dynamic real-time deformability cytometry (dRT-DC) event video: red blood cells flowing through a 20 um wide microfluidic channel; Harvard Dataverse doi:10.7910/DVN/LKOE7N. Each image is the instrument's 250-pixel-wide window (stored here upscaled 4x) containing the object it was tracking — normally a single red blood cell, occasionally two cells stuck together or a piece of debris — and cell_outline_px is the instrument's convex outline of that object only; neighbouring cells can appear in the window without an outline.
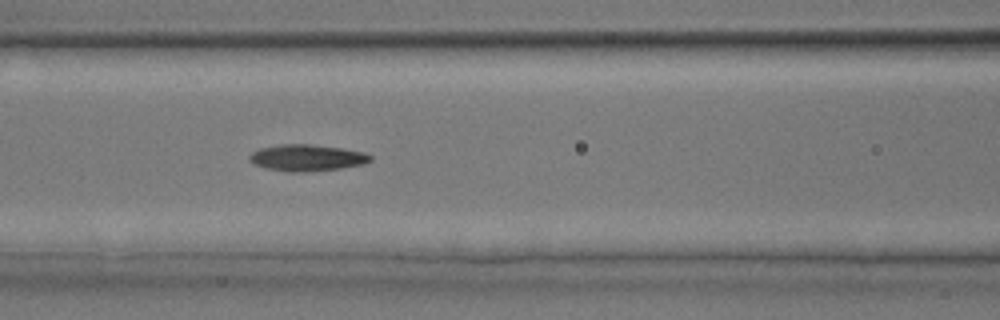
{"species": "common noctule bat (a hibernating species)", "species_latin": "Nyctalus noctula", "temperature_condition": "room temperature", "stored_images_in_passage": 30, "segment_of_instrument_passage": [1, 2], "camera_frame_rate_fps": 3000, "um_per_image_px": 0.085, "animal": {"sex": "male", "body_mass_g": 17.9, "forearm_length_mm": 54.2}, "frame": {"image": 1, "passage_image": 7, "time_ms": 2.0, "image_size_px": [1000, 320], "cell_outline_px": [[372, 160], [364, 164], [340, 168], [304, 172], [288, 172], [264, 168], [248, 160], [248, 156], [252, 152], [260, 148], [280, 144], [312, 144], [340, 148], [364, 152], [372, 156]], "centroid_in_image_um": [26.07, 13.41], "position_along_channel_um": 140.5, "area_um2": 18.73}}
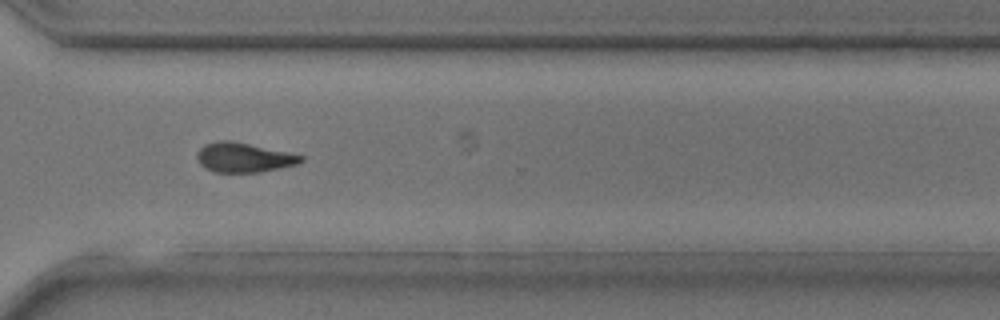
{"frame": {"image": 2, "passage_image": 19, "time_ms": 6.0, "image_size_px": [1000, 320], "cell_outline_px": [[304, 160], [296, 164], [280, 168], [260, 172], [216, 172], [204, 168], [200, 164], [196, 156], [196, 152], [204, 144], [220, 140], [232, 140], [304, 156]], "centroid_in_image_um": [20.67, 13.38], "position_along_channel_um": 349.9, "area_um2": 17.86}}
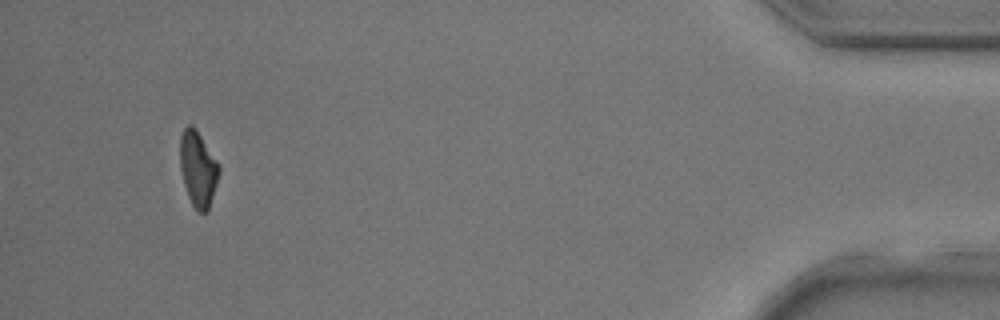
{"frame": {"image": 3, "passage_image": 27, "time_ms": 8.667, "image_size_px": [1000, 320], "cell_outline_px": [[220, 168], [216, 184], [208, 212], [200, 212], [192, 204], [188, 196], [184, 184], [180, 168], [180, 136], [184, 128], [188, 124], [192, 124], [196, 128], [220, 164]], "centroid_in_image_um": [16.83, 14.31], "position_along_channel_um": 418.4, "area_um2": 17.17}}